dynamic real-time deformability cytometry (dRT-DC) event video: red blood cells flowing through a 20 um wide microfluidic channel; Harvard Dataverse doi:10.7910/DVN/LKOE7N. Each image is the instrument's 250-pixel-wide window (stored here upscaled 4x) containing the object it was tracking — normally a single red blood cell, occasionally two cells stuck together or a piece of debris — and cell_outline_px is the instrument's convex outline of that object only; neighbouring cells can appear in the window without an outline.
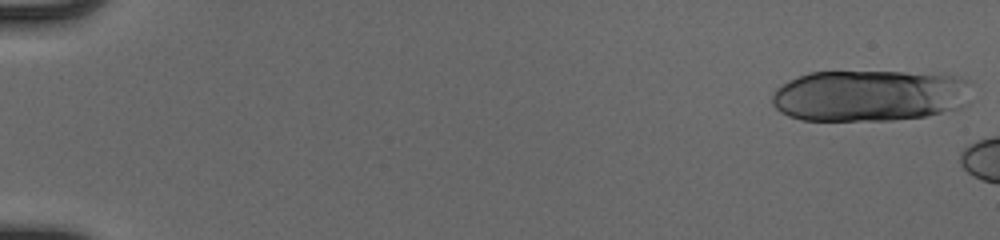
{"species": "human", "species_latin": "Homo sapiens", "temperature_condition": "cold", "stored_images_in_passage": 7, "camera_frame_rate_fps": 3000, "um_per_image_px": 0.085, "donor": {"sex": "male"}, "frame": {"image": 1, "passage_image": 1, "time_ms": 0.0, "image_size_px": [1000, 240], "cell_outline_px": [[968, 104], [960, 108], [924, 116], [892, 120], [800, 120], [788, 116], [780, 112], [772, 104], [772, 96], [776, 88], [788, 80], [808, 72], [948, 72], [960, 76], [968, 80]], "centroid_in_image_um": [73.95, 8.11], "position_along_channel_um": 11.0, "area_um2": 60.69}}